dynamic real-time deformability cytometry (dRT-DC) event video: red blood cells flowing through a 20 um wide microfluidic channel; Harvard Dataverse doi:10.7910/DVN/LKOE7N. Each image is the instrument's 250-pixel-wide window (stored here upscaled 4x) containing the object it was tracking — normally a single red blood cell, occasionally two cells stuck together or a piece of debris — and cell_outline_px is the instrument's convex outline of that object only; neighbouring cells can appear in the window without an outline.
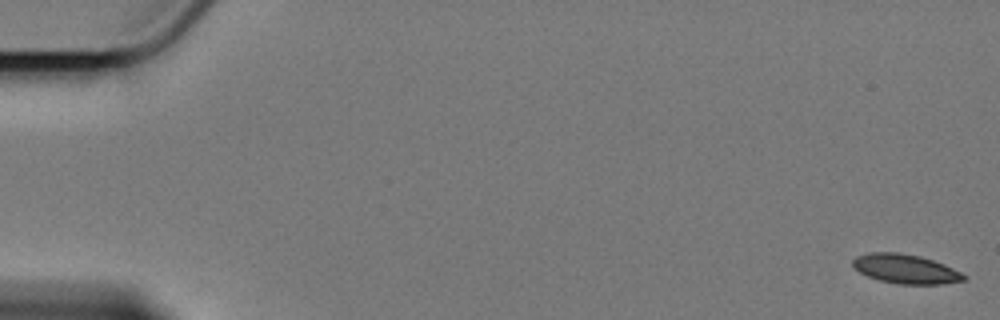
{"species": "Egyptian fruit bat (a non-hibernating species)", "species_latin": "Rousettus aegyptiacus", "temperature_condition": "cold", "stored_images_in_passage": 59, "camera_frame_rate_fps": 3000, "um_per_image_px": 0.085, "animal": {"sex": "female"}, "frame": {"image": 1, "passage_image": 1, "time_ms": 0.0, "image_size_px": [1000, 320], "cell_outline_px": [[968, 276], [964, 280], [940, 284], [900, 284], [880, 280], [868, 276], [852, 268], [852, 260], [856, 256], [868, 252], [900, 252], [920, 256], [944, 264]], "centroid_in_image_um": [76.93, 22.84], "position_along_channel_um": 8.1, "area_um2": 18.96}}
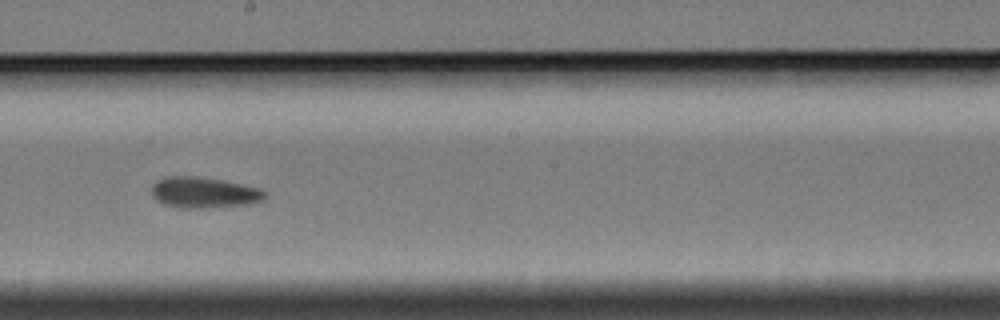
{"frame": {"image": 2, "passage_image": 34, "time_ms": 11.0, "image_size_px": [1000, 320], "cell_outline_px": [[268, 192], [264, 200], [248, 204], [204, 208], [176, 208], [164, 204], [156, 200], [152, 196], [152, 184], [156, 180], [164, 176], [196, 176], [220, 180], [260, 188]], "centroid_in_image_um": [17.31, 16.37], "position_along_channel_um": 230.9, "area_um2": 20.58}}
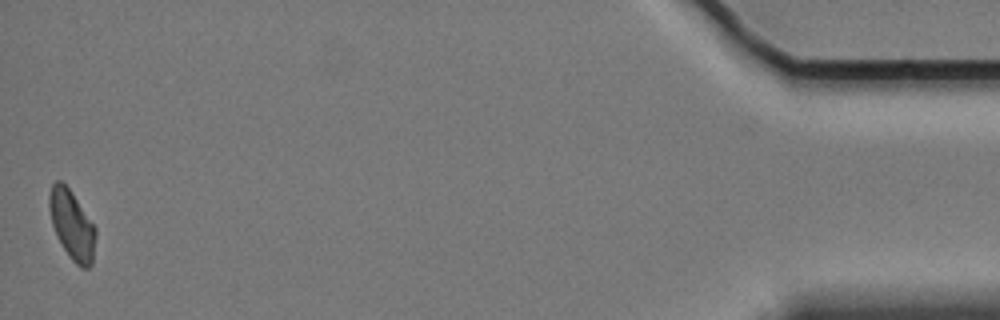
{"frame": {"image": 3, "passage_image": 59, "time_ms": 19.333, "image_size_px": [1000, 320], "cell_outline_px": [[96, 236], [92, 264], [88, 268], [80, 268], [72, 260], [56, 236], [52, 224], [48, 208], [48, 196], [52, 184], [56, 180], [60, 180], [72, 192], [96, 228]], "centroid_in_image_um": [6.1, 19.12], "position_along_channel_um": 429.1, "area_um2": 18.73}, "authors_computed_cell_mechanics": {"area_um2": 19.7098, "velocity_mm_per_s": 3.3982, "shape_relaxation_time_tau1_ms": null, "shape_relaxation_time_tau2_ms": 5.8051, "deformation_change_tau1": null, "deformation_change_tau2": 0.1128}}